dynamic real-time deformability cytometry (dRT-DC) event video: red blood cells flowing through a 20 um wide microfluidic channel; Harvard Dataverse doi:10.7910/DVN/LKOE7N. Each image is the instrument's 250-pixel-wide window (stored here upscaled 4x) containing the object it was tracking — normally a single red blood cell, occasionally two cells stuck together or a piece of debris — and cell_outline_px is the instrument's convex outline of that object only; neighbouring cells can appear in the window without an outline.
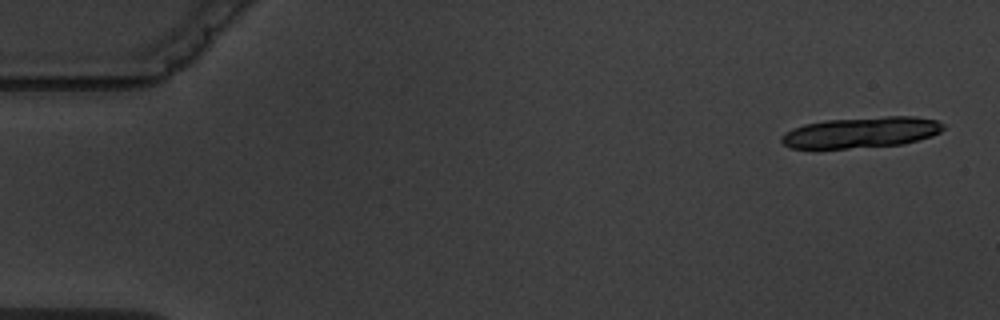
{"species": "common noctule bat (a hibernating species)", "species_latin": "Nyctalus noctula", "temperature_condition": "warm", "stored_images_in_passage": 6, "camera_frame_rate_fps": 3000, "um_per_image_px": 0.085, "animal": {"sex": "male", "body_mass_g": 19.5, "forearm_length_mm": 54.6}, "frame": {"image": 1, "passage_image": 1, "time_ms": 0.0, "image_size_px": [1000, 320], "cell_outline_px": [[944, 128], [940, 132], [932, 136], [904, 144], [848, 148], [792, 148], [784, 144], [780, 140], [780, 136], [784, 132], [792, 128], [804, 124], [824, 120], [884, 116], [916, 116], [936, 120], [944, 124]], "centroid_in_image_um": [73.2, 11.24], "position_along_channel_um": 11.8, "area_um2": 29.3}}